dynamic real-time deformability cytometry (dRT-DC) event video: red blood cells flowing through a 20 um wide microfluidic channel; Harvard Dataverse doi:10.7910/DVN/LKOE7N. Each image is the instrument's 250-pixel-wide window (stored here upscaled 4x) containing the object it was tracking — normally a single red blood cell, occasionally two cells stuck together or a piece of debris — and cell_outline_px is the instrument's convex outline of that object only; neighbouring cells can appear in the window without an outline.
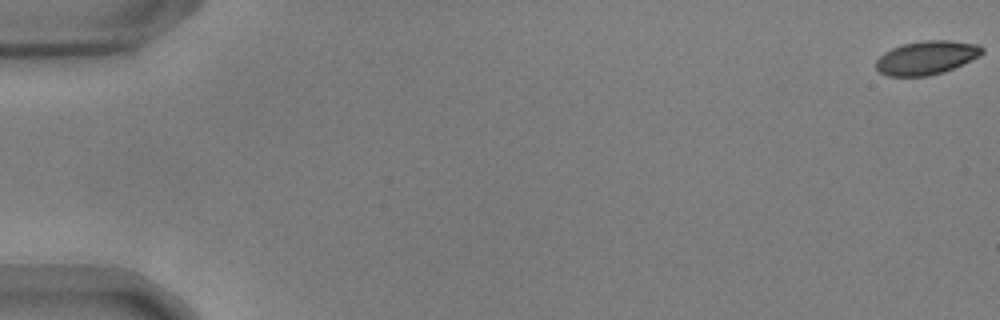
{"species": "common noctule bat (a hibernating species)", "species_latin": "Nyctalus noctula", "temperature_condition": "warm", "stored_images_in_passage": 56, "camera_frame_rate_fps": 3000, "um_per_image_px": 0.085, "animal": {"sex": "male", "body_mass_g": 17.9, "forearm_length_mm": 54.2}, "frame": {"image": 1, "passage_image": 1, "time_ms": 0.0, "image_size_px": [1000, 320], "cell_outline_px": [[984, 52], [980, 56], [972, 60], [944, 72], [928, 76], [888, 76], [880, 72], [876, 68], [876, 60], [884, 52], [892, 48], [904, 44], [924, 40], [948, 40], [980, 44], [984, 48]], "centroid_in_image_um": [78.79, 4.9], "position_along_channel_um": 6.2, "area_um2": 20.92}}
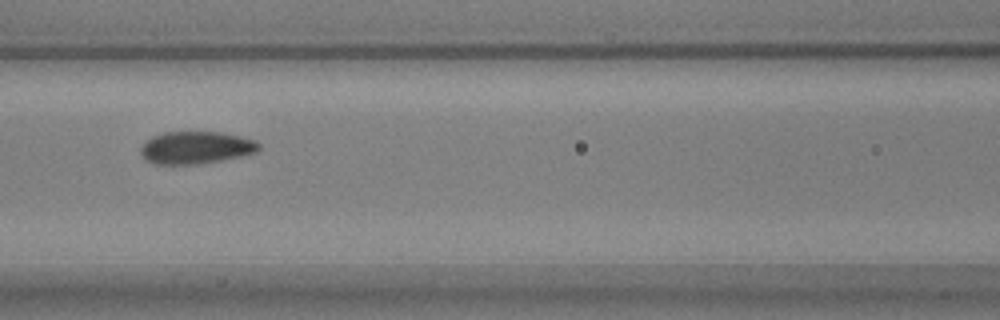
{"frame": {"image": 2, "passage_image": 26, "time_ms": 8.333, "image_size_px": [1000, 320], "cell_outline_px": [[260, 148], [256, 152], [240, 156], [200, 164], [152, 164], [144, 160], [140, 152], [140, 148], [152, 136], [164, 132], [220, 132], [240, 136], [256, 140], [260, 144]], "centroid_in_image_um": [16.64, 12.55], "position_along_channel_um": 150.0, "area_um2": 22.37}}
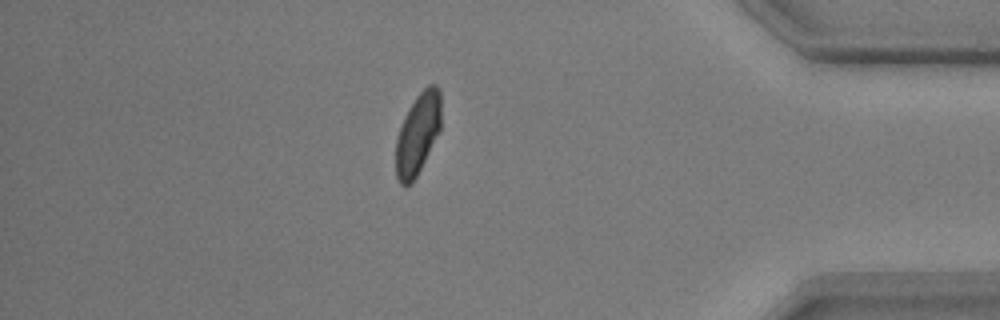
{"frame": {"image": 3, "passage_image": 49, "time_ms": 16.0, "image_size_px": [1000, 320], "cell_outline_px": [[440, 128], [412, 184], [404, 188], [400, 184], [396, 176], [396, 136], [404, 116], [408, 108], [416, 96], [428, 84], [436, 84], [440, 88]], "centroid_in_image_um": [35.48, 11.36], "position_along_channel_um": 399.7, "area_um2": 21.33}, "authors_computed_cell_mechanics": {"area_um2": 22.0218, "velocity_mm_per_s": 3.6757, "shape_relaxation_time_tau1_ms": 4.1315, "shape_relaxation_time_tau2_ms": 0.8458, "deformation_change_tau1": 0.1314, "deformation_change_tau2": 0.058}}